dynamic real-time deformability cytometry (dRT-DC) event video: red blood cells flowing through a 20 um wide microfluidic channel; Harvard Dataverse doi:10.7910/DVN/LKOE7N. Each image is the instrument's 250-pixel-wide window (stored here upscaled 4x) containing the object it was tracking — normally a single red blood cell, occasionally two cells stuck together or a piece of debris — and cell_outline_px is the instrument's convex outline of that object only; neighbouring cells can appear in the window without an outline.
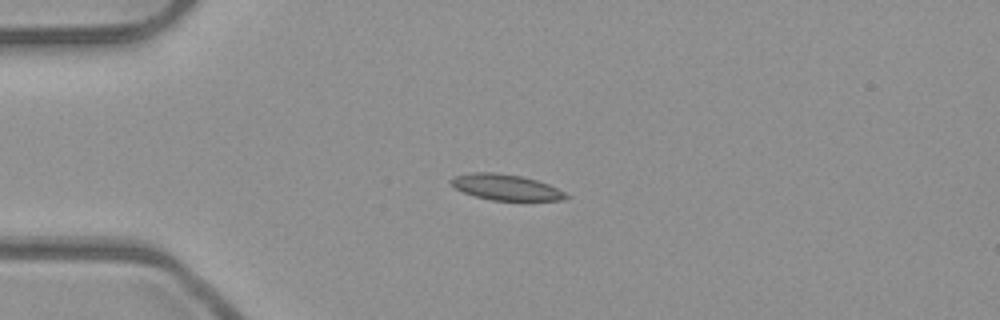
{"species": "common noctule bat (a hibernating species)", "species_latin": "Nyctalus noctula", "temperature_condition": "room temperature", "stored_images_in_passage": 40, "camera_frame_rate_fps": 3000, "um_per_image_px": 0.085, "animal": {"sex": "male", "body_mass_g": 23.1, "forearm_length_mm": 52.7}, "frame": {"image": 1, "passage_image": 1, "time_ms": 0.0, "image_size_px": [1000, 320], "cell_outline_px": [[572, 196], [564, 200], [492, 200], [476, 196], [464, 192], [456, 188], [448, 180], [452, 176], [472, 172], [496, 172], [524, 176], [548, 184]], "centroid_in_image_um": [43.0, 15.9], "position_along_channel_um": 42.0, "area_um2": 17.34}}
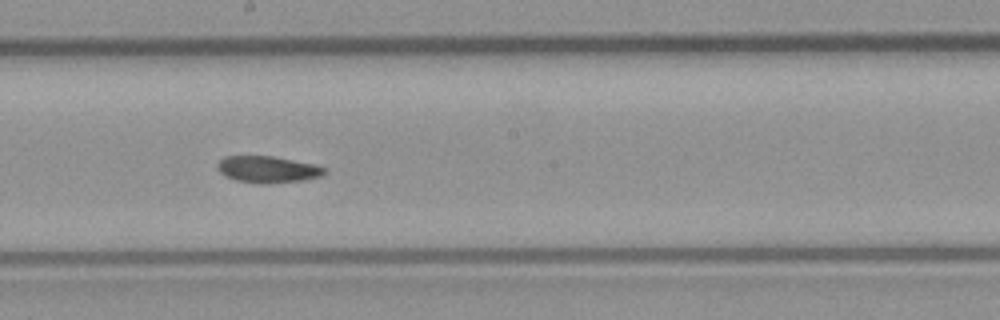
{"frame": {"image": 2, "passage_image": 17, "time_ms": 5.333, "image_size_px": [1000, 320], "cell_outline_px": [[328, 172], [320, 176], [304, 180], [268, 184], [260, 184], [236, 180], [224, 176], [216, 168], [216, 164], [224, 156], [272, 156], [316, 164], [328, 168]], "centroid_in_image_um": [22.77, 14.4], "position_along_channel_um": 225.4, "area_um2": 16.94}}
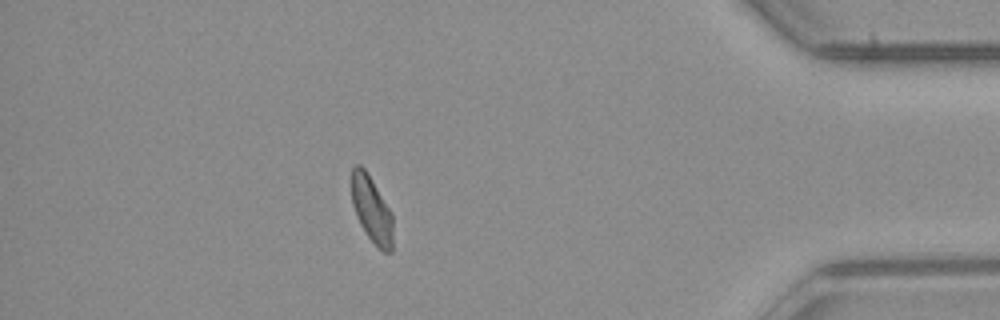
{"frame": {"image": 3, "passage_image": 34, "time_ms": 11.0, "image_size_px": [1000, 320], "cell_outline_px": [[392, 252], [384, 252], [368, 236], [360, 224], [352, 204], [352, 168], [356, 164], [360, 164], [364, 168], [372, 180], [392, 212]], "centroid_in_image_um": [31.59, 17.78], "position_along_channel_um": 403.6, "area_um2": 15.72}, "authors_computed_cell_mechanics": {"area_um2": 16.9065, "velocity_mm_per_s": 3.9397, "shape_relaxation_time_tau1_ms": null, "shape_relaxation_time_tau2_ms": 5.5966, "deformation_change_tau1": null, "deformation_change_tau2": 0.0987}}